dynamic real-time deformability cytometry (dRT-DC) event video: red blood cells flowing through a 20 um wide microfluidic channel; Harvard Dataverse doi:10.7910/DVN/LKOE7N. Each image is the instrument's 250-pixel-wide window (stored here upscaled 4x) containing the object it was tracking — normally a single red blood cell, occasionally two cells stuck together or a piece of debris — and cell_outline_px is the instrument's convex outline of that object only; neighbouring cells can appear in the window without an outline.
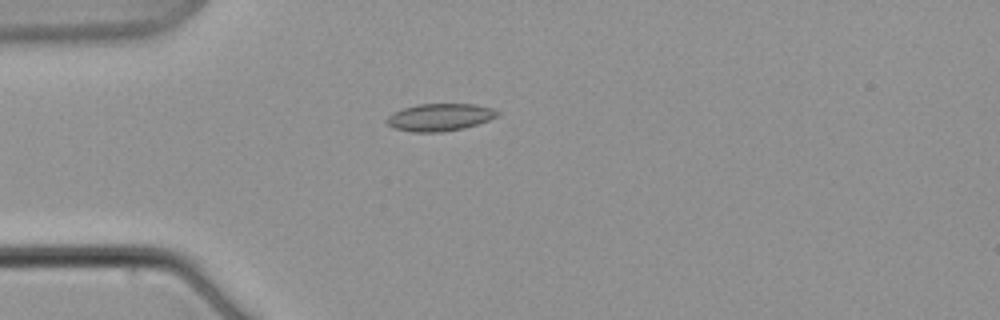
{"species": "common noctule bat (a hibernating species)", "species_latin": "Nyctalus noctula", "temperature_condition": "warm", "stored_images_in_passage": 7, "camera_frame_rate_fps": 3000, "um_per_image_px": 0.085, "animal": {"sex": "male", "body_mass_g": 21.5, "forearm_length_mm": 52.0}, "frame": {"image": 1, "passage_image": 5, "time_ms": 5.667, "image_size_px": [1000, 320], "cell_outline_px": [[500, 112], [496, 116], [488, 120], [464, 128], [444, 132], [412, 132], [392, 128], [384, 120], [392, 112], [416, 104], [476, 104], [492, 108]], "centroid_in_image_um": [37.34, 9.97], "position_along_channel_um": 47.7, "area_um2": 17.74}}
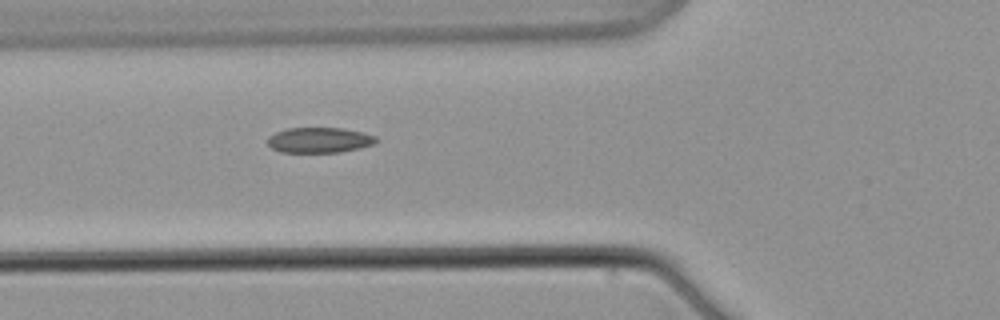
{"frame": {"image": 2, "passage_image": 7, "time_ms": 8.0, "image_size_px": [1000, 320], "cell_outline_px": [[380, 140], [376, 144], [340, 152], [280, 152], [272, 148], [268, 144], [268, 136], [276, 132], [288, 128], [344, 128], [364, 132], [376, 136]], "centroid_in_image_um": [27.19, 11.9], "position_along_channel_um": 98.6, "area_um2": 16.18}}